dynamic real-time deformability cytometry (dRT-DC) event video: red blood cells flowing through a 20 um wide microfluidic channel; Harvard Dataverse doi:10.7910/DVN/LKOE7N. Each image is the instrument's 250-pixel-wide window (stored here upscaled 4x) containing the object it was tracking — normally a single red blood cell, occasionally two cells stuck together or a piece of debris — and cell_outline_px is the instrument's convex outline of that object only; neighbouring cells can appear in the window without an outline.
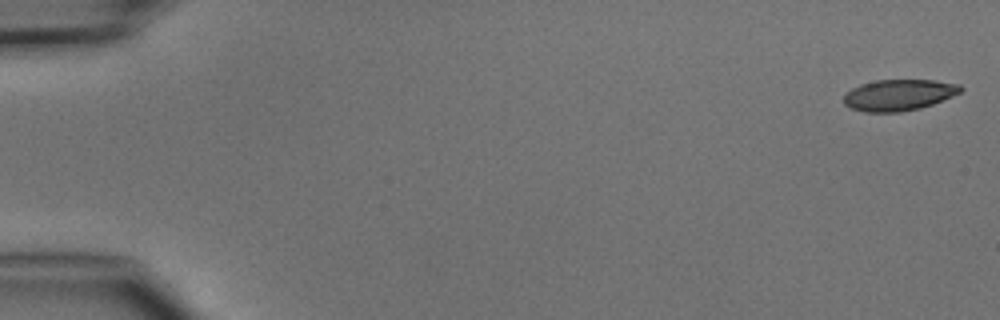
{"species": "common noctule bat (a hibernating species)", "species_latin": "Nyctalus noctula", "temperature_condition": "cold", "stored_images_in_passage": 4, "camera_frame_rate_fps": 3000, "um_per_image_px": 0.085, "animal": {"sex": "male", "body_mass_g": 15.6}, "frame": {"image": 1, "passage_image": 1, "time_ms": 0.0, "image_size_px": [1000, 320], "cell_outline_px": [[964, 88], [960, 92], [952, 96], [932, 104], [920, 108], [900, 112], [864, 112], [852, 108], [844, 104], [844, 96], [852, 88], [860, 84], [876, 80], [932, 80], [960, 84]], "centroid_in_image_um": [76.4, 8.07], "position_along_channel_um": 8.6, "area_um2": 21.15}}
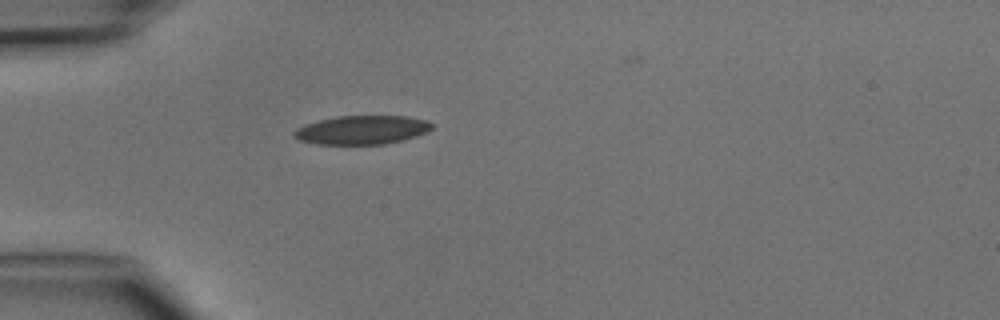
{"frame": {"image": 2, "passage_image": 4, "time_ms": 4.333, "image_size_px": [1000, 320], "cell_outline_px": [[432, 128], [428, 132], [416, 136], [384, 144], [316, 144], [300, 140], [292, 136], [292, 132], [296, 128], [304, 124], [336, 116], [408, 116], [428, 120], [432, 124]], "centroid_in_image_um": [30.75, 11.04], "position_along_channel_um": 54.3, "area_um2": 23.18}}